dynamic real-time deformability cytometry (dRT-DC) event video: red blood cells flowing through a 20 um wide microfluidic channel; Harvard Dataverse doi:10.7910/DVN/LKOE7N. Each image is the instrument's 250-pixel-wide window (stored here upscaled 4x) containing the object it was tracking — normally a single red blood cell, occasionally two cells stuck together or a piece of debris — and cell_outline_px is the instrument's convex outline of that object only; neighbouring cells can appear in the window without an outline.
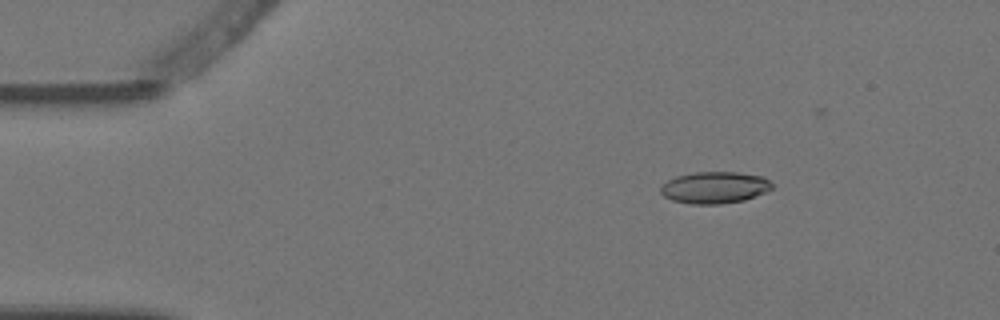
{"species": "Egyptian fruit bat (a non-hibernating species)", "species_latin": "Rousettus aegyptiacus", "temperature_condition": "warm", "stored_images_in_passage": 5, "camera_frame_rate_fps": 3000, "um_per_image_px": 0.085, "animal": {"sex": "female"}, "frame": {"image": 1, "passage_image": 3, "time_ms": 0.667, "image_size_px": [1000, 320], "cell_outline_px": [[772, 188], [764, 192], [744, 200], [720, 204], [692, 204], [672, 200], [664, 196], [660, 192], [660, 184], [676, 176], [696, 172], [736, 172], [764, 176], [772, 184]], "centroid_in_image_um": [60.71, 15.93], "position_along_channel_um": 24.3, "area_um2": 20.58}}